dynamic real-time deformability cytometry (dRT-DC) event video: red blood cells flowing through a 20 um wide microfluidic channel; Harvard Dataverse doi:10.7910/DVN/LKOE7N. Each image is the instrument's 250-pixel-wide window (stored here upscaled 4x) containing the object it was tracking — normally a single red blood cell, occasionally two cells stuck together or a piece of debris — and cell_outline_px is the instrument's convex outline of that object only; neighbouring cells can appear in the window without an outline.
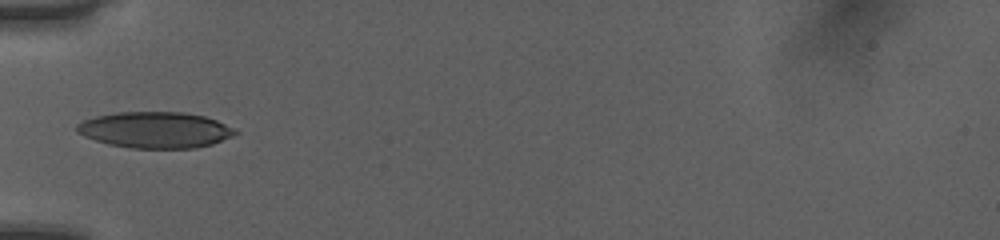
{"species": "human", "species_latin": "Homo sapiens", "temperature_condition": "room temperature", "stored_images_in_passage": 34, "camera_frame_rate_fps": 3000, "um_per_image_px": 0.085, "donor": {"sex": "female"}, "frame": {"image": 1, "passage_image": 1, "time_ms": 0.0, "image_size_px": [1000, 240], "cell_outline_px": [[240, 132], [232, 136], [212, 144], [192, 148], [132, 148], [108, 144], [84, 136], [76, 132], [76, 124], [84, 120], [96, 116], [116, 112], [184, 112], [204, 116], [216, 120]], "centroid_in_image_um": [13.17, 11.04], "position_along_channel_um": 71.8, "area_um2": 33.23}}
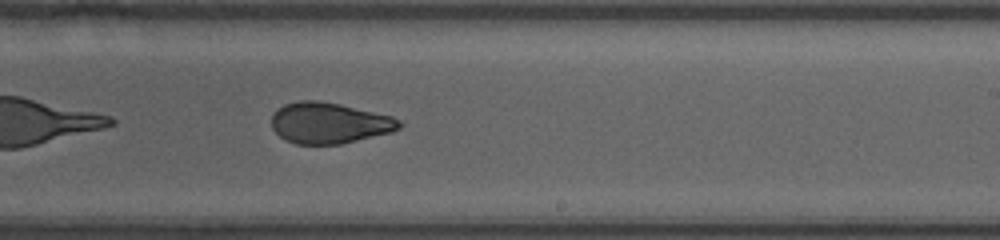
{"frame": {"image": 2, "passage_image": 15, "time_ms": 4.667, "image_size_px": [1000, 240], "cell_outline_px": [[404, 124], [400, 128], [392, 132], [340, 144], [296, 144], [284, 140], [272, 128], [272, 116], [276, 108], [284, 104], [300, 100], [316, 100], [340, 104], [392, 116], [400, 120]], "centroid_in_image_um": [27.98, 10.45], "position_along_channel_um": 261.0, "area_um2": 30.63}}
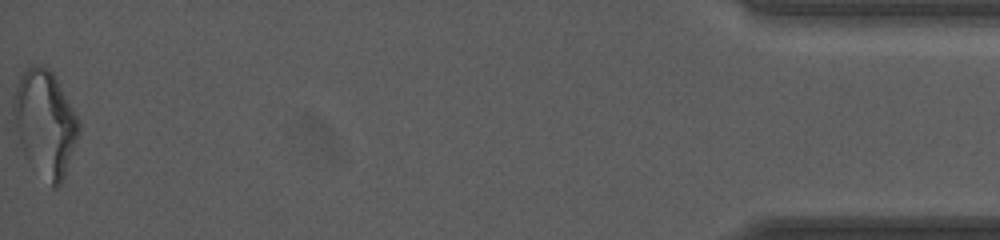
{"frame": {"image": 3, "passage_image": 34, "time_ms": 11.0, "image_size_px": [1000, 240], "cell_outline_px": [[80, 132], [64, 176], [60, 184], [56, 188], [52, 188], [24, 156], [12, 124], [12, 96], [20, 72], [28, 64], [40, 64], [48, 68], [52, 72], [80, 120]], "centroid_in_image_um": [3.78, 10.43], "position_along_channel_um": 431.4, "area_um2": 41.15}, "authors_computed_cell_mechanics": {"area_um2": 31.6166, "velocity_mm_per_s": 4.0648, "shape_relaxation_time_tau1_ms": 9.9069, "shape_relaxation_time_tau2_ms": 1.6878, "deformation_change_tau1": 0.2257, "deformation_change_tau2": 0.0781}}